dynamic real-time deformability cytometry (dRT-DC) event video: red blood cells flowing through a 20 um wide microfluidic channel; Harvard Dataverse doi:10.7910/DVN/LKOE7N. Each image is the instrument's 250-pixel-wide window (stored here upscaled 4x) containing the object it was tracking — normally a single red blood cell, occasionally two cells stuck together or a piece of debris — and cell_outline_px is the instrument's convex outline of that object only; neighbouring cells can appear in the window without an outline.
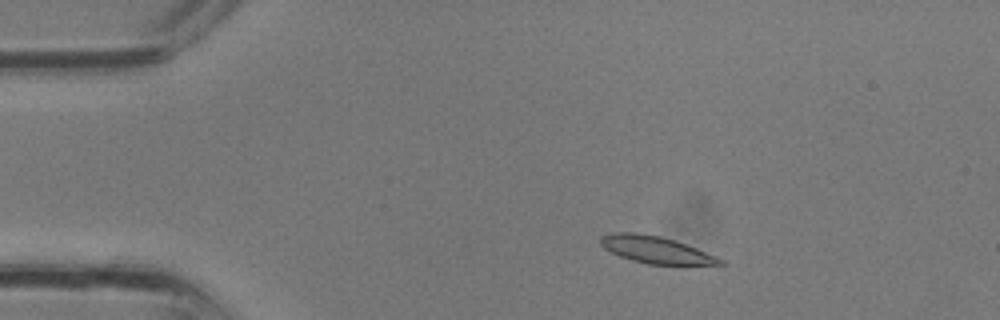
{"species": "common noctule bat (a hibernating species)", "species_latin": "Nyctalus noctula", "temperature_condition": "room temperature", "stored_images_in_passage": 32, "camera_frame_rate_fps": 3000, "um_per_image_px": 0.085, "animal": {"sex": "male", "body_mass_g": 13.3}, "frame": {"image": 1, "passage_image": 4, "time_ms": 1.0, "image_size_px": [1000, 320], "cell_outline_px": [[724, 264], [680, 268], [648, 264], [632, 260], [620, 256], [604, 248], [600, 244], [600, 236], [612, 232], [632, 232], [660, 236], [696, 248], [716, 256], [724, 260]], "centroid_in_image_um": [55.83, 21.29], "position_along_channel_um": 29.2, "area_um2": 19.54}}
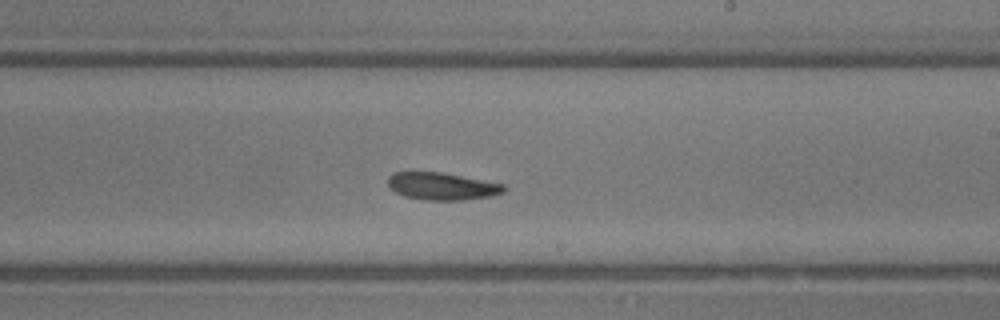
{"frame": {"image": 2, "passage_image": 18, "time_ms": 5.667, "image_size_px": [1000, 320], "cell_outline_px": [[508, 188], [504, 192], [492, 196], [464, 200], [424, 200], [404, 196], [396, 192], [388, 184], [388, 176], [392, 172], [440, 172], [504, 184]], "centroid_in_image_um": [37.59, 15.83], "position_along_channel_um": 251.4, "area_um2": 18.5}}
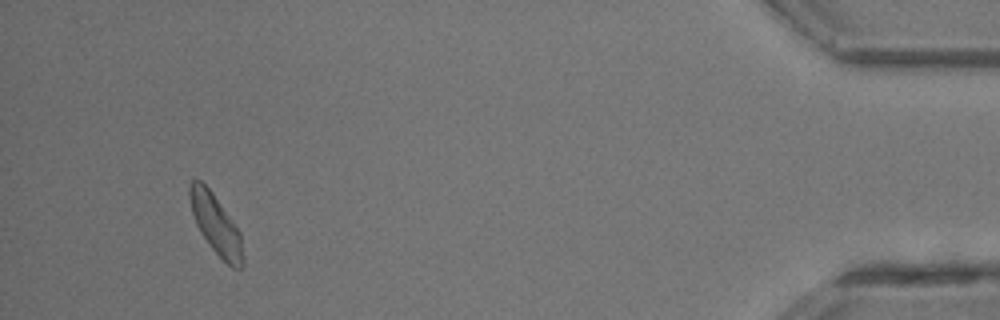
{"frame": {"image": 3, "passage_image": 30, "time_ms": 9.667, "image_size_px": [1000, 320], "cell_outline_px": [[244, 264], [240, 268], [232, 268], [208, 244], [200, 232], [196, 224], [192, 212], [188, 196], [188, 188], [192, 180], [200, 180], [212, 192], [232, 220], [240, 232], [244, 256]], "centroid_in_image_um": [18.35, 19.09], "position_along_channel_um": 416.9, "area_um2": 18.38}}